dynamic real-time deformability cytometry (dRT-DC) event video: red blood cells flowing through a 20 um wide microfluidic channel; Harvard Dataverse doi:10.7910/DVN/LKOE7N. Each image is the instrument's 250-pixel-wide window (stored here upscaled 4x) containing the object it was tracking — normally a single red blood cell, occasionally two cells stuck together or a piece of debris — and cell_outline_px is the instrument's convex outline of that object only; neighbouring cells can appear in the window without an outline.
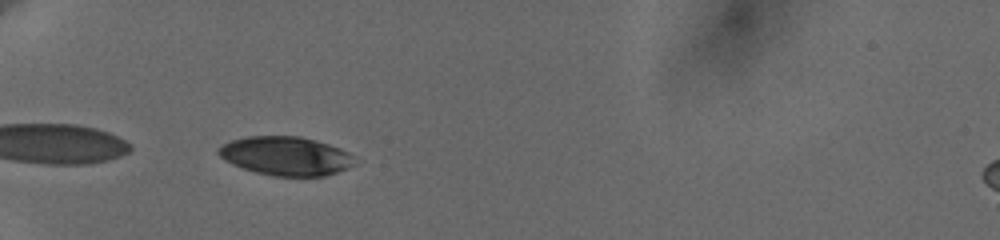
{"species": "human", "species_latin": "Homo sapiens", "temperature_condition": "cold", "stored_images_in_passage": 6, "camera_frame_rate_fps": 3000, "um_per_image_px": 0.085, "donor": {"sex": "female"}, "frame": {"image": 1, "passage_image": 5, "time_ms": 0.667, "image_size_px": [1000, 240], "cell_outline_px": [[356, 164], [348, 168], [324, 176], [272, 176], [256, 172], [232, 164], [224, 160], [216, 152], [216, 148], [232, 140], [248, 136], [300, 136], [328, 144], [340, 148], [348, 152], [352, 156]], "centroid_in_image_um": [24.28, 13.26], "position_along_channel_um": 60.7, "area_um2": 30.75}}